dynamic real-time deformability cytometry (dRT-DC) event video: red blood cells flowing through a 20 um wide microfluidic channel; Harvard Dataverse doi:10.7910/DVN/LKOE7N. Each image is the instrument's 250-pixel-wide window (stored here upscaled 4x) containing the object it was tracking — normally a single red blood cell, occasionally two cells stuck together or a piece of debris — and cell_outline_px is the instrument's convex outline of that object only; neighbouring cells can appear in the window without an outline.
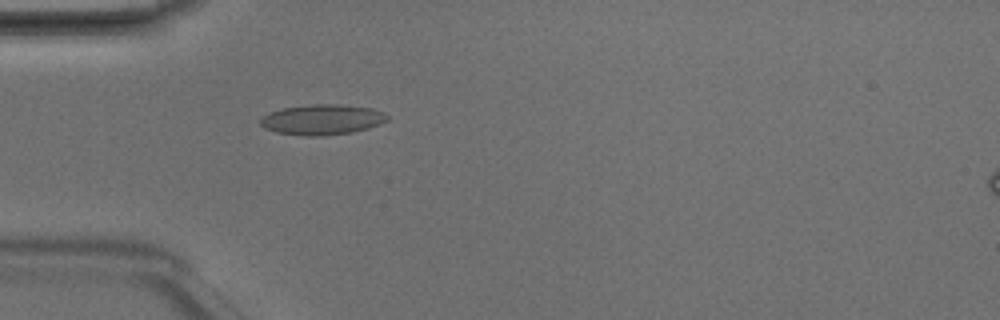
{"species": "Egyptian fruit bat (a non-hibernating species)", "species_latin": "Rousettus aegyptiacus", "temperature_condition": "room temperature", "stored_images_in_passage": 2, "camera_frame_rate_fps": 3000, "um_per_image_px": 0.085, "animal": {"sex": "male"}, "frame": {"image": 1, "passage_image": 2, "time_ms": 0.333, "image_size_px": [1000, 320], "cell_outline_px": [[388, 120], [380, 124], [368, 128], [352, 132], [324, 136], [308, 136], [276, 132], [264, 128], [260, 124], [260, 116], [268, 112], [284, 108], [316, 104], [336, 104], [372, 108], [384, 112], [388, 116]], "centroid_in_image_um": [27.37, 10.17], "position_along_channel_um": 57.6, "area_um2": 22.48}}